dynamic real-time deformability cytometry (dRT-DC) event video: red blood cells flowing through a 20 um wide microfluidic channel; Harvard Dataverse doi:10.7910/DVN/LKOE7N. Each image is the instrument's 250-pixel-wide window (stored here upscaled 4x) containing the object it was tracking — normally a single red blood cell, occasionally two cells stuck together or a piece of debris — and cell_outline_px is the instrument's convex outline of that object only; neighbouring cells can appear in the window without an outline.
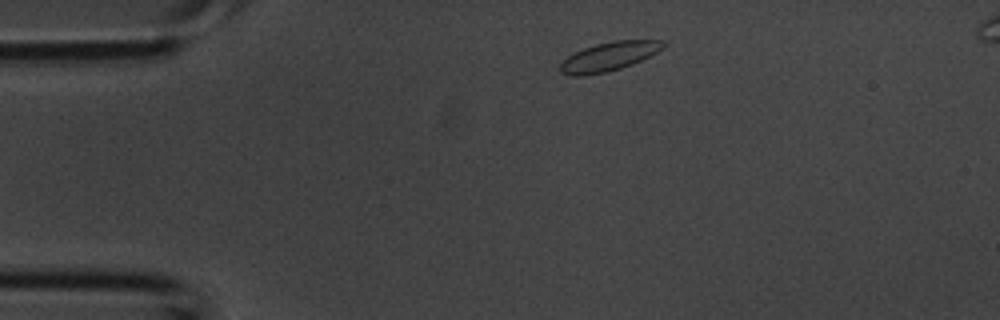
{"species": "common noctule bat (a hibernating species)", "species_latin": "Nyctalus noctula", "temperature_condition": "room temperature", "stored_images_in_passage": 3, "camera_frame_rate_fps": 3000, "um_per_image_px": 0.085, "animal": {"sex": "male", "body_mass_g": 20.1, "forearm_length_mm": 53.5}, "frame": {"image": 1, "passage_image": 1, "time_ms": 0.0, "image_size_px": [1000, 320], "cell_outline_px": [[668, 44], [664, 48], [632, 64], [608, 72], [584, 76], [572, 76], [560, 72], [560, 64], [568, 56], [584, 48], [596, 44], [612, 40], [664, 40]], "centroid_in_image_um": [51.77, 4.8], "position_along_channel_um": 33.2, "area_um2": 17.34}}